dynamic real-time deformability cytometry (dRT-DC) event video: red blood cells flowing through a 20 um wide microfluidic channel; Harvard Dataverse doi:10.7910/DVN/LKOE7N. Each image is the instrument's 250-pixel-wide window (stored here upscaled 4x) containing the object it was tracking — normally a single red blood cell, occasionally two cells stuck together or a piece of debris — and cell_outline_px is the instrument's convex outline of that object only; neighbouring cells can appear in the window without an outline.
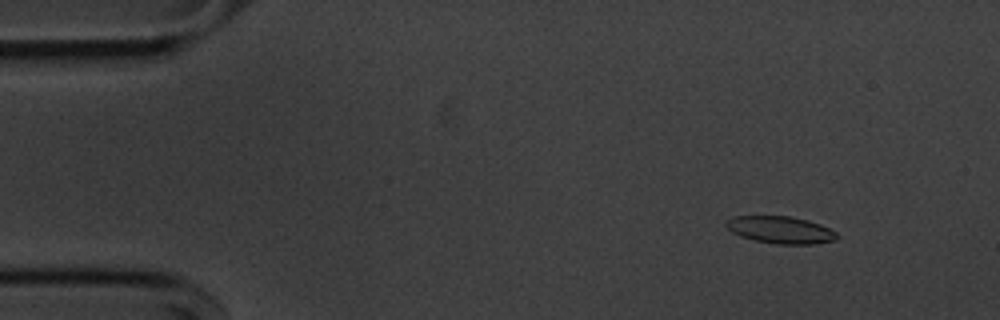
{"species": "common noctule bat (a hibernating species)", "species_latin": "Nyctalus noctula", "temperature_condition": "cold", "stored_images_in_passage": 55, "camera_frame_rate_fps": 3000, "um_per_image_px": 0.085, "animal": {"sex": "male", "body_mass_g": 20.1, "forearm_length_mm": 53.5}, "frame": {"image": 1, "passage_image": 6, "time_ms": 1.667, "image_size_px": [1000, 320], "cell_outline_px": [[840, 236], [836, 240], [812, 244], [776, 244], [752, 240], [740, 236], [732, 232], [724, 224], [724, 220], [732, 216], [788, 216], [808, 220], [820, 224], [836, 232]], "centroid_in_image_um": [66.31, 19.54], "position_along_channel_um": 18.7, "area_um2": 17.74}}
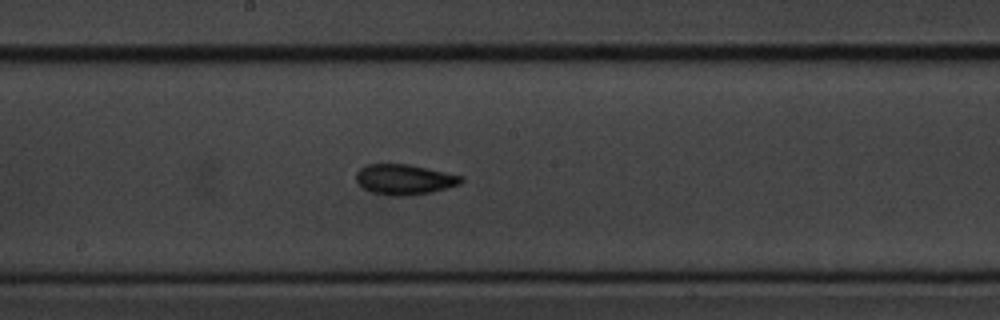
{"frame": {"image": 2, "passage_image": 29, "time_ms": 9.333, "image_size_px": [1000, 320], "cell_outline_px": [[464, 180], [460, 184], [432, 192], [408, 196], [388, 196], [372, 192], [364, 188], [356, 180], [356, 172], [360, 168], [368, 164], [408, 164], [464, 176]], "centroid_in_image_um": [34.38, 15.26], "position_along_channel_um": 213.8, "area_um2": 18.61}}
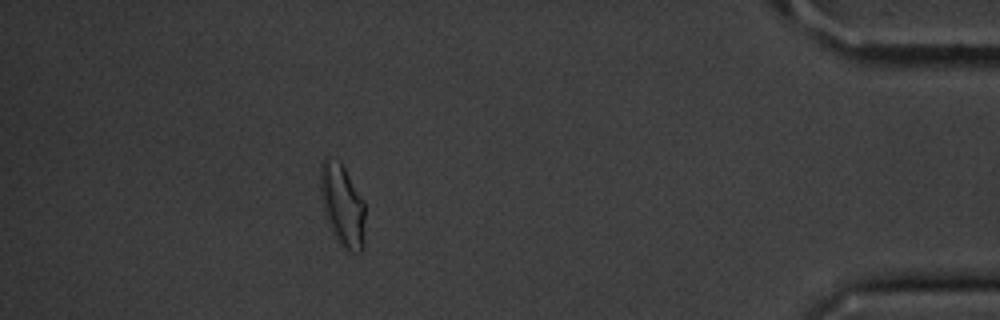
{"frame": {"image": 3, "passage_image": 49, "time_ms": 16.0, "image_size_px": [1000, 320], "cell_outline_px": [[364, 244], [360, 252], [352, 252], [340, 244], [332, 232], [324, 216], [320, 188], [320, 164], [328, 156], [340, 164], [344, 168], [364, 200]], "centroid_in_image_um": [29.09, 17.46], "position_along_channel_um": 406.1, "area_um2": 21.27}, "authors_computed_cell_mechanics": {"area_um2": 18.207, "velocity_mm_per_s": 3.6333, "shape_relaxation_time_tau1_ms": 3.6826, "shape_relaxation_time_tau2_ms": 2.8741, "deformation_change_tau1": 0.1261, "deformation_change_tau2": 0.0801}}